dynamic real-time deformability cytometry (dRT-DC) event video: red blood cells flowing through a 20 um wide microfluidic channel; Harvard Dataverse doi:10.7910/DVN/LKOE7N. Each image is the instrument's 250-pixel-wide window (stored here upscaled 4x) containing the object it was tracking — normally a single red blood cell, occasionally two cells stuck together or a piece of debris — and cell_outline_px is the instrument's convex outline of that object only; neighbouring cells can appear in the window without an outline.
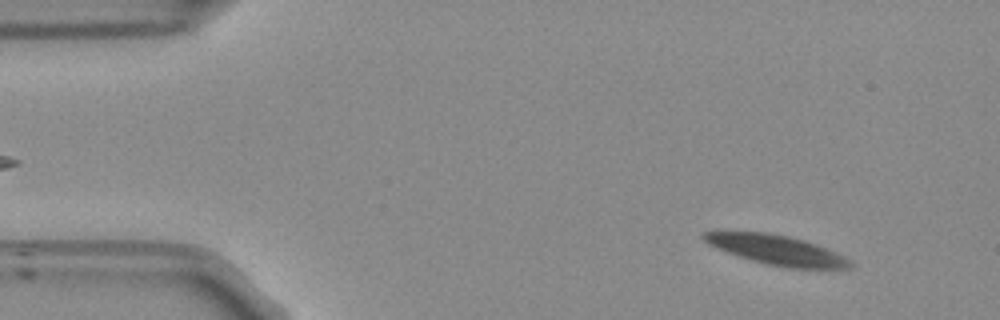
{"species": "Egyptian fruit bat (a non-hibernating species)", "species_latin": "Rousettus aegyptiacus", "temperature_condition": "room temperature", "stored_images_in_passage": 15, "camera_frame_rate_fps": 3000, "um_per_image_px": 0.085, "frame": {"image": 1, "passage_image": 5, "time_ms": 1.333, "image_size_px": [1000, 320], "cell_outline_px": [[852, 264], [848, 268], [784, 268], [764, 264], [728, 252], [704, 240], [700, 236], [704, 232], [764, 232], [788, 236], [804, 240], [824, 248], [848, 260]], "centroid_in_image_um": [65.98, 21.25], "position_along_channel_um": 19.0, "area_um2": 24.39}}